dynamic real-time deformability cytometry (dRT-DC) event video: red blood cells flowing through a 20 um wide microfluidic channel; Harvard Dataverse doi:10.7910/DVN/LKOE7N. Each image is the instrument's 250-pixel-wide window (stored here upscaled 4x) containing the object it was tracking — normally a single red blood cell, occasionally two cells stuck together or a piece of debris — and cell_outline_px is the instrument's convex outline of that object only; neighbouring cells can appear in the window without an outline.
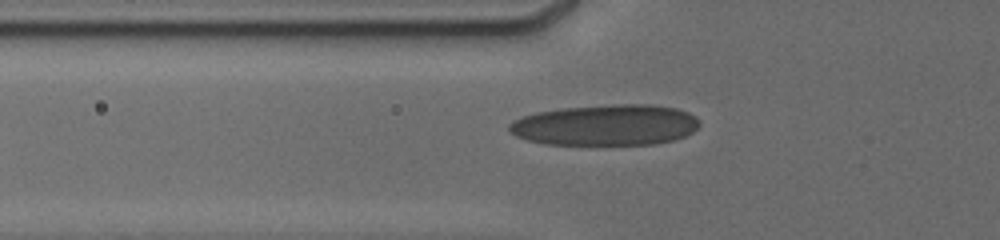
{"species": "human", "species_latin": "Homo sapiens", "temperature_condition": "cold", "stored_images_in_passage": 9, "camera_frame_rate_fps": 3000, "um_per_image_px": 0.085, "donor": {"sex": "male"}, "frame": {"image": 1, "passage_image": 9, "time_ms": 8.333, "image_size_px": [1000, 240], "cell_outline_px": [[700, 124], [692, 132], [684, 136], [672, 140], [652, 144], [548, 144], [528, 140], [516, 136], [508, 132], [508, 124], [512, 120], [536, 112], [560, 108], [616, 104], [652, 104], [676, 108], [688, 112], [696, 116], [700, 120]], "centroid_in_image_um": [51.47, 10.61], "position_along_channel_um": 74.3, "area_um2": 45.49}}